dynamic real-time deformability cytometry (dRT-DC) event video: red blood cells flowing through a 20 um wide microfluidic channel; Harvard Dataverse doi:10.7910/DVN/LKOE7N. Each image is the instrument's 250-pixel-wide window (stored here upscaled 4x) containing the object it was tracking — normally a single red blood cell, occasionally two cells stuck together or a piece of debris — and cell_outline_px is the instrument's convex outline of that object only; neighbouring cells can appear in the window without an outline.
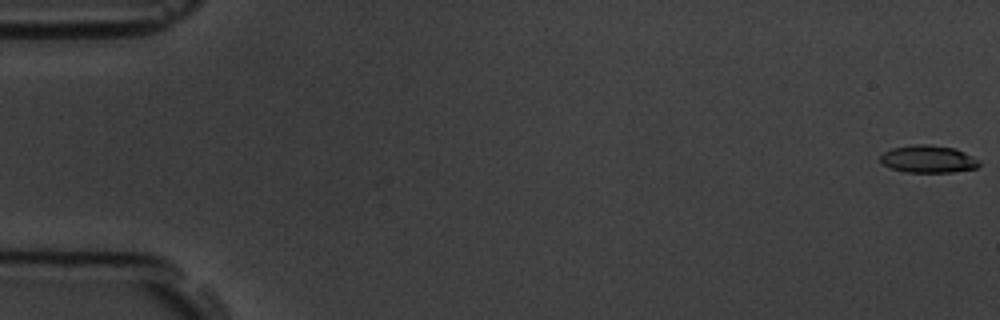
{"species": "common noctule bat (a hibernating species)", "species_latin": "Nyctalus noctula", "temperature_condition": "room temperature", "stored_images_in_passage": 5, "camera_frame_rate_fps": 3000, "um_per_image_px": 0.085, "animal": {"sex": "male", "body_mass_g": 19.5, "forearm_length_mm": 54.6}, "frame": {"image": 1, "passage_image": 1, "time_ms": 0.0, "image_size_px": [1000, 320], "cell_outline_px": [[980, 164], [976, 168], [952, 172], [904, 172], [888, 168], [880, 160], [880, 156], [884, 152], [892, 148], [912, 144], [928, 144], [956, 148], [980, 160]], "centroid_in_image_um": [78.89, 13.52], "position_along_channel_um": 6.1, "area_um2": 15.95}}
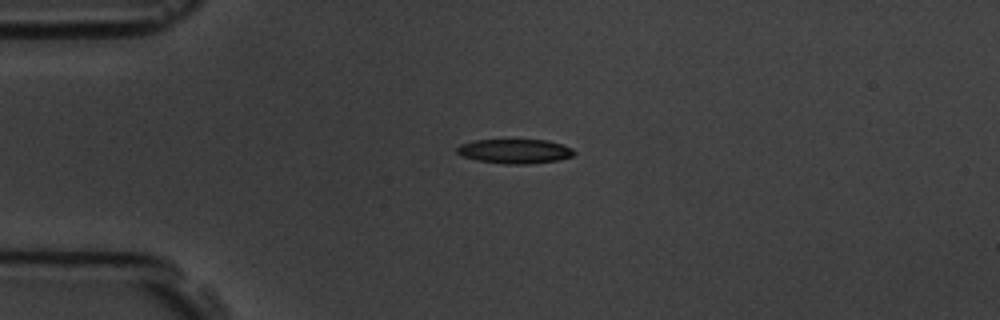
{"frame": {"image": 2, "passage_image": 4, "time_ms": 4.333, "image_size_px": [1000, 320], "cell_outline_px": [[576, 152], [572, 156], [556, 160], [528, 164], [504, 164], [476, 160], [460, 156], [456, 152], [456, 148], [460, 144], [476, 140], [548, 140], [572, 148]], "centroid_in_image_um": [43.72, 12.86], "position_along_channel_um": 41.3, "area_um2": 16.65}}